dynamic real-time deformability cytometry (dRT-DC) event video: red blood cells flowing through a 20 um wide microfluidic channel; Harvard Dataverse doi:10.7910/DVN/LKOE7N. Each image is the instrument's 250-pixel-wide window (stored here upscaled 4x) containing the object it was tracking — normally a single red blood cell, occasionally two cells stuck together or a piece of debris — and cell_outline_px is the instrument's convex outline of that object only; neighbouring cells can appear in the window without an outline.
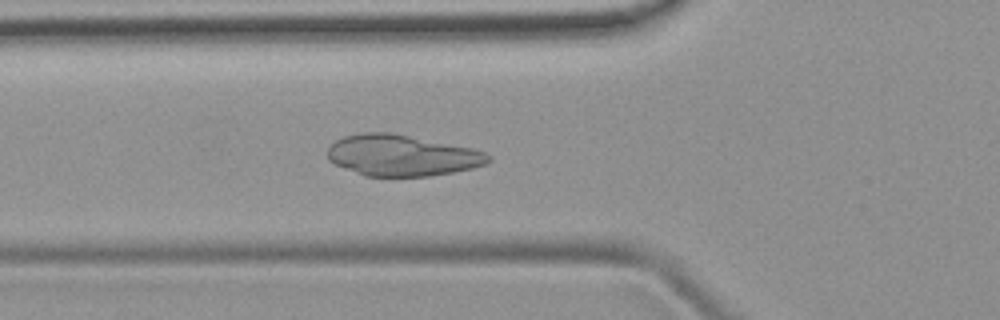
{"species": "common noctule bat (a hibernating species)", "species_latin": "Nyctalus noctula", "temperature_condition": "room temperature", "stored_images_in_passage": 30, "camera_frame_rate_fps": 3000, "um_per_image_px": 0.085, "animal": {"sex": "female", "body_mass_g": 19.9}, "frame": {"image": 1, "passage_image": 21, "time_ms": 6.667, "image_size_px": [1000, 320], "cell_outline_px": [[492, 160], [484, 164], [472, 168], [452, 172], [428, 176], [364, 176], [336, 164], [328, 160], [328, 148], [336, 140], [344, 136], [360, 132], [392, 132], [472, 148], [484, 152], [492, 156]], "centroid_in_image_um": [34.15, 13.2], "position_along_channel_um": 91.6, "area_um2": 38.49}}
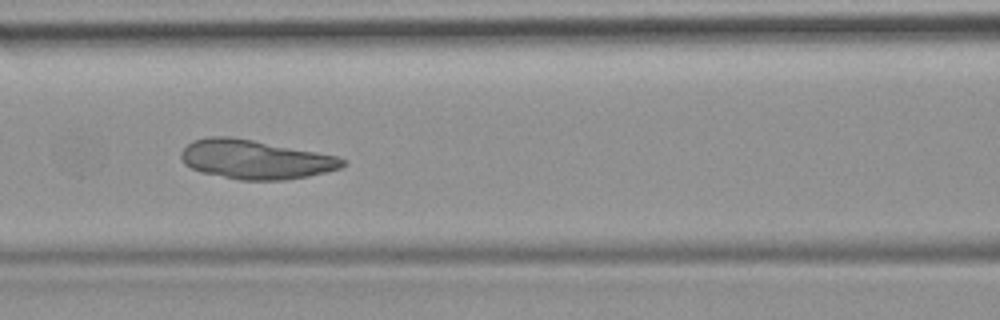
{"frame": {"image": 2, "passage_image": 25, "time_ms": 8.0, "image_size_px": [1000, 320], "cell_outline_px": [[348, 164], [340, 168], [308, 176], [284, 180], [240, 180], [200, 172], [184, 164], [180, 156], [180, 152], [192, 140], [212, 136], [228, 136], [252, 140], [316, 152], [336, 156], [348, 160]], "centroid_in_image_um": [21.69, 13.56], "position_along_channel_um": 144.9, "area_um2": 36.65}}
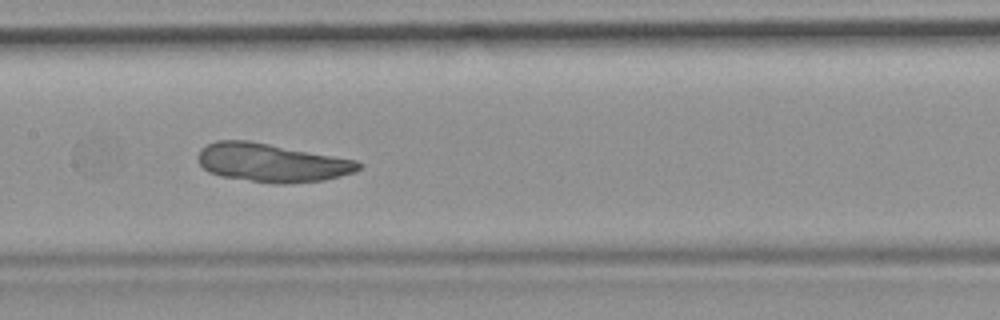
{"frame": {"image": 3, "passage_image": 28, "time_ms": 9.0, "image_size_px": [1000, 320], "cell_outline_px": [[364, 164], [356, 172], [324, 180], [284, 184], [276, 184], [220, 176], [208, 172], [196, 160], [196, 156], [200, 148], [216, 140], [248, 140], [356, 160]], "centroid_in_image_um": [23.07, 13.83], "position_along_channel_um": 184.3, "area_um2": 36.13}}